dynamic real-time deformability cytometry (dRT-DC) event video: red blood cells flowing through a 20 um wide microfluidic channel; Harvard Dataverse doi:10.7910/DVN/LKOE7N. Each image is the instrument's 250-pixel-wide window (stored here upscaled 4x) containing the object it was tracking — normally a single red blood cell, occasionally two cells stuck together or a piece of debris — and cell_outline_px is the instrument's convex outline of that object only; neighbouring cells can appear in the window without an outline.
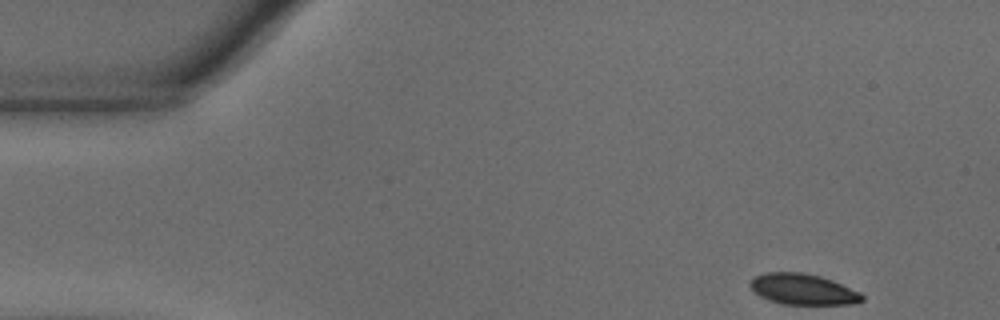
{"species": "common noctule bat (a hibernating species)", "species_latin": "Nyctalus noctula", "temperature_condition": "warm", "stored_images_in_passage": 51, "camera_frame_rate_fps": 3000, "um_per_image_px": 0.085, "animal": {"sex": "male", "body_mass_g": 18.8}, "frame": {"image": 1, "passage_image": 1, "time_ms": 0.0, "image_size_px": [1000, 320], "cell_outline_px": [[864, 300], [856, 304], [780, 304], [768, 300], [760, 296], [748, 284], [756, 276], [764, 272], [800, 272], [820, 276], [832, 280], [860, 292], [864, 296]], "centroid_in_image_um": [68.26, 24.59], "position_along_channel_um": 16.7, "area_um2": 20.11}}
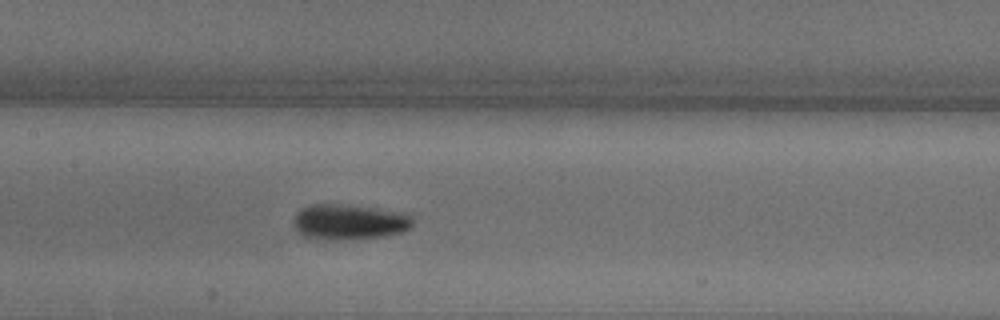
{"frame": {"image": 2, "passage_image": 22, "time_ms": 7.0, "image_size_px": [1000, 320], "cell_outline_px": [[412, 228], [400, 232], [384, 236], [352, 240], [316, 240], [304, 236], [292, 224], [292, 220], [300, 208], [312, 204], [348, 204], [376, 208], [396, 212], [412, 216]], "centroid_in_image_um": [29.63, 18.88], "position_along_channel_um": 177.8, "area_um2": 24.97}}
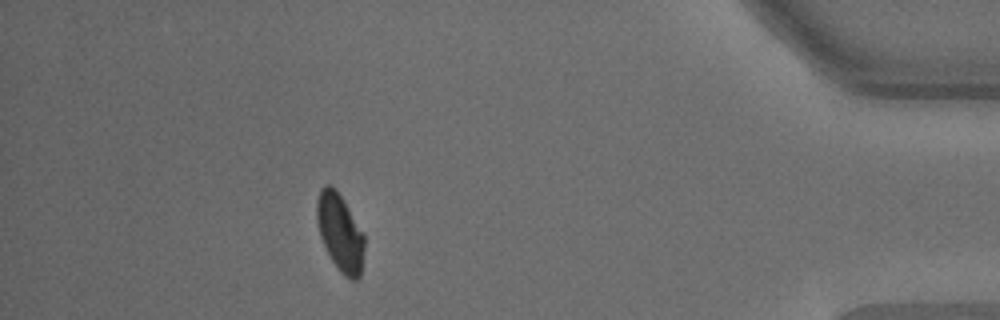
{"frame": {"image": 3, "passage_image": 45, "time_ms": 14.667, "image_size_px": [1000, 320], "cell_outline_px": [[364, 248], [360, 276], [356, 280], [352, 280], [344, 276], [340, 272], [332, 260], [320, 236], [316, 220], [316, 200], [320, 188], [324, 184], [328, 184], [340, 196], [364, 232]], "centroid_in_image_um": [28.89, 19.77], "position_along_channel_um": 406.3, "area_um2": 21.27}, "authors_computed_cell_mechanics": {"area_um2": 22.253, "velocity_mm_per_s": 3.6511, "shape_relaxation_time_tau1_ms": 2.7214, "shape_relaxation_time_tau2_ms": 1.8366, "deformation_change_tau1": 0.1121, "deformation_change_tau2": 0.0428}}